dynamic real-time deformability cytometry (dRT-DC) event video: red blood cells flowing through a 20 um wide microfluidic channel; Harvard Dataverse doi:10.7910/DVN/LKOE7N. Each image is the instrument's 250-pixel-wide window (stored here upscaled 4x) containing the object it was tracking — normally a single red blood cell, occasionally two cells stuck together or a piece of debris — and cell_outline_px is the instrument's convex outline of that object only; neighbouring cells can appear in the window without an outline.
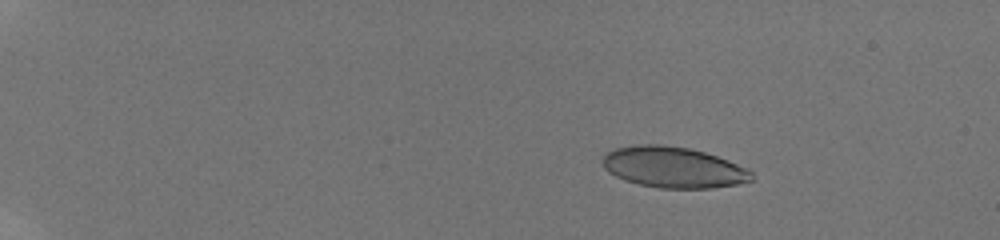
{"species": "human", "species_latin": "Homo sapiens", "temperature_condition": "room temperature", "stored_images_in_passage": 56, "camera_frame_rate_fps": 3000, "um_per_image_px": 0.085, "donor": {"sex": "male"}, "frame": {"image": 1, "passage_image": 11, "time_ms": 3.333, "image_size_px": [1000, 240], "cell_outline_px": [[752, 180], [736, 184], [712, 188], [660, 188], [640, 184], [624, 180], [608, 172], [604, 168], [604, 152], [612, 148], [636, 144], [660, 144], [688, 148], [704, 152], [728, 160], [748, 168], [752, 172]], "centroid_in_image_um": [57.21, 14.21], "position_along_channel_um": 27.8, "area_um2": 35.6}}
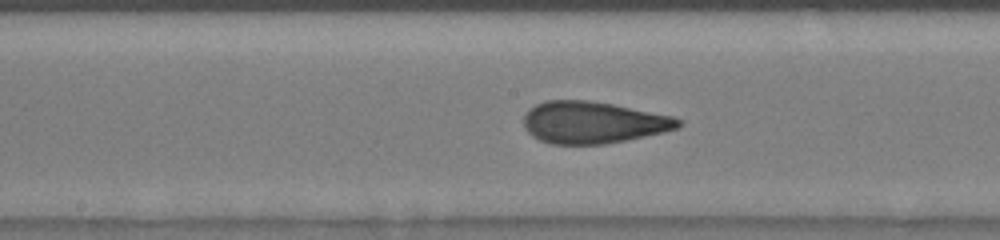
{"frame": {"image": 2, "passage_image": 34, "time_ms": 11.0, "image_size_px": [1000, 240], "cell_outline_px": [[684, 124], [680, 128], [664, 132], [604, 144], [552, 144], [540, 140], [532, 136], [524, 128], [524, 116], [536, 104], [544, 100], [588, 100], [612, 104], [676, 116], [684, 120]], "centroid_in_image_um": [50.47, 10.4], "position_along_channel_um": 197.7, "area_um2": 37.92}}
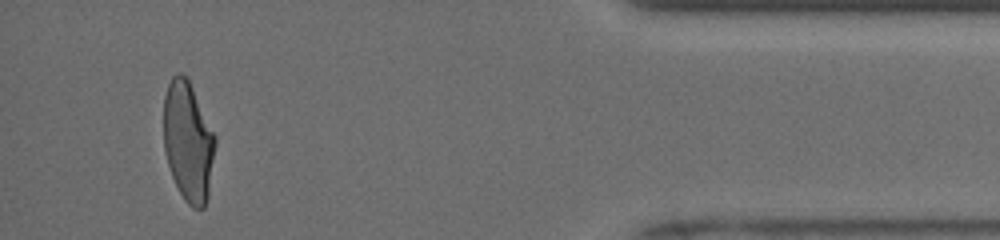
{"frame": {"image": 3, "passage_image": 54, "time_ms": 17.667, "image_size_px": [1000, 240], "cell_outline_px": [[216, 144], [208, 196], [204, 208], [192, 208], [184, 200], [172, 176], [164, 152], [164, 96], [168, 84], [172, 76], [176, 72], [180, 72], [188, 80], [216, 136]], "centroid_in_image_um": [15.99, 12.04], "position_along_channel_um": 419.2, "area_um2": 35.89}, "authors_computed_cell_mechanics": {"area_um2": 36.5007, "velocity_mm_per_s": 3.9637, "shape_relaxation_time_tau1_ms": 5.0308, "shape_relaxation_time_tau2_ms": 0.9684, "deformation_change_tau1": 0.191, "deformation_change_tau2": 0.0876}}